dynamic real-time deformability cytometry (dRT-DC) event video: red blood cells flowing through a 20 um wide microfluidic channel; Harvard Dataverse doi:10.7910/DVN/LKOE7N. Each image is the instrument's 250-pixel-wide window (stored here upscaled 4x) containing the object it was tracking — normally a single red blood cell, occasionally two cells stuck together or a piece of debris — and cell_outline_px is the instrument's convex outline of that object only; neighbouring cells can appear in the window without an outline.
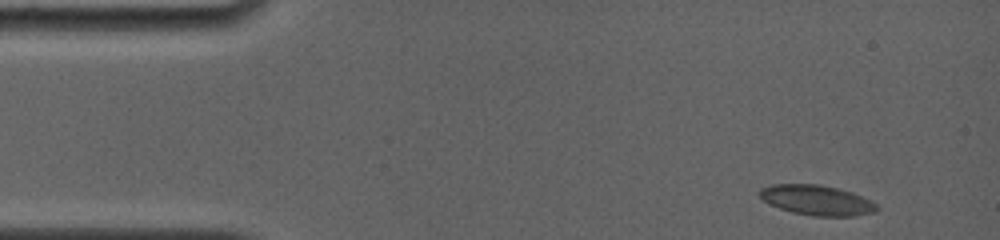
{"species": "common noctule bat (a hibernating species)", "species_latin": "Nyctalus noctula", "temperature_condition": "room temperature", "stored_images_in_passage": 5, "camera_frame_rate_fps": 4000, "um_per_image_px": 0.085, "animal": {"sex": "female", "body_mass_g": 19.0, "forearm_length_mm": 56.7}, "frame": {"image": 1, "passage_image": 1, "time_ms": 0.0, "image_size_px": [1000, 240], "cell_outline_px": [[880, 208], [876, 212], [856, 216], [812, 216], [792, 212], [780, 208], [764, 200], [756, 192], [760, 188], [772, 184], [820, 184], [852, 192], [876, 204]], "centroid_in_image_um": [69.42, 17.01], "position_along_channel_um": 15.6, "area_um2": 20.52}}
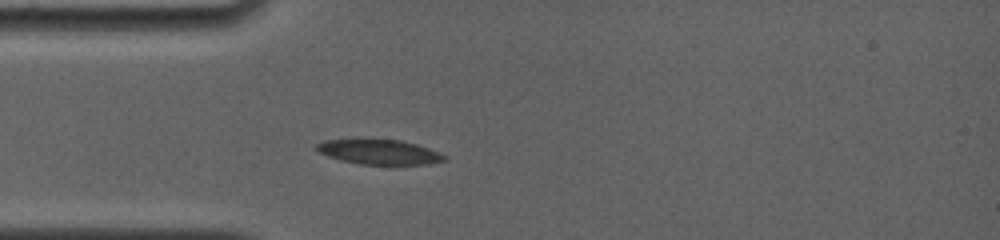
{"frame": {"image": 2, "passage_image": 5, "time_ms": 3.25, "image_size_px": [1000, 240], "cell_outline_px": [[448, 160], [428, 164], [360, 164], [340, 160], [328, 156], [312, 148], [316, 144], [324, 140], [372, 136], [400, 140], [416, 144], [440, 152], [448, 156]], "centroid_in_image_um": [32.19, 12.86], "position_along_channel_um": 52.8, "area_um2": 19.48}}